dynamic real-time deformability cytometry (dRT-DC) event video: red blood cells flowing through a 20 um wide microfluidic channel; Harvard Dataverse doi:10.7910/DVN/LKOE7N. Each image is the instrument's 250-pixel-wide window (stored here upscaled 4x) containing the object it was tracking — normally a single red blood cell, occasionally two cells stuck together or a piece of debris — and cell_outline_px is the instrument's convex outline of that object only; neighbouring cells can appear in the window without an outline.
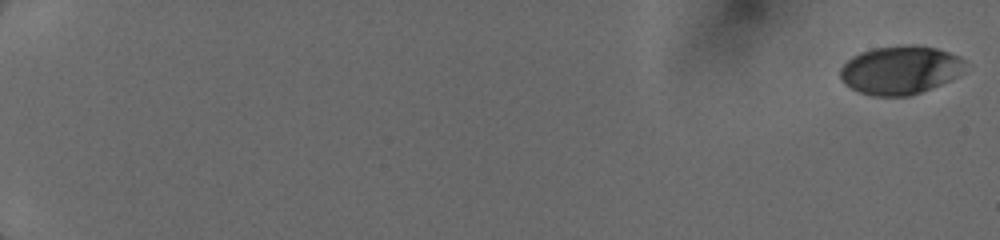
{"species": "human", "species_latin": "Homo sapiens", "temperature_condition": "cold", "stored_images_in_passage": 21, "camera_frame_rate_fps": 3000, "um_per_image_px": 0.085, "donor": {"sex": "female"}, "frame": {"image": 1, "passage_image": 1, "time_ms": 0.0, "image_size_px": [1000, 240], "cell_outline_px": [[964, 60], [952, 76], [948, 80], [940, 84], [920, 92], [908, 96], [872, 96], [860, 92], [844, 84], [840, 76], [840, 68], [852, 56], [860, 52], [872, 48], [904, 44], [916, 44], [936, 48], [960, 56]], "centroid_in_image_um": [76.41, 5.93], "position_along_channel_um": 8.6, "area_um2": 34.74}}
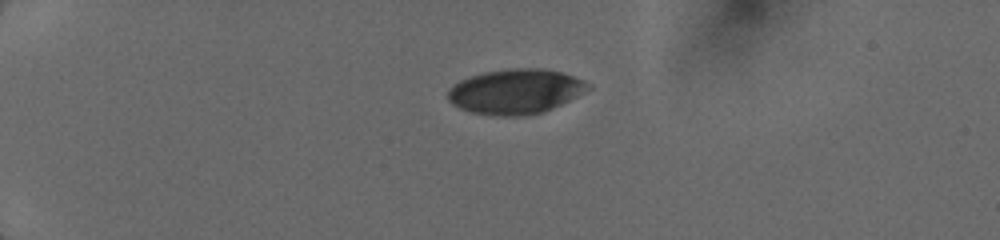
{"frame": {"image": 2, "passage_image": 15, "time_ms": 4.667, "image_size_px": [1000, 240], "cell_outline_px": [[592, 88], [552, 108], [540, 112], [524, 116], [492, 116], [472, 112], [460, 108], [452, 104], [448, 100], [448, 92], [460, 80], [484, 72], [512, 68], [540, 68], [560, 72], [572, 76], [592, 84]], "centroid_in_image_um": [43.82, 7.78], "position_along_channel_um": 41.2, "area_um2": 36.3}}